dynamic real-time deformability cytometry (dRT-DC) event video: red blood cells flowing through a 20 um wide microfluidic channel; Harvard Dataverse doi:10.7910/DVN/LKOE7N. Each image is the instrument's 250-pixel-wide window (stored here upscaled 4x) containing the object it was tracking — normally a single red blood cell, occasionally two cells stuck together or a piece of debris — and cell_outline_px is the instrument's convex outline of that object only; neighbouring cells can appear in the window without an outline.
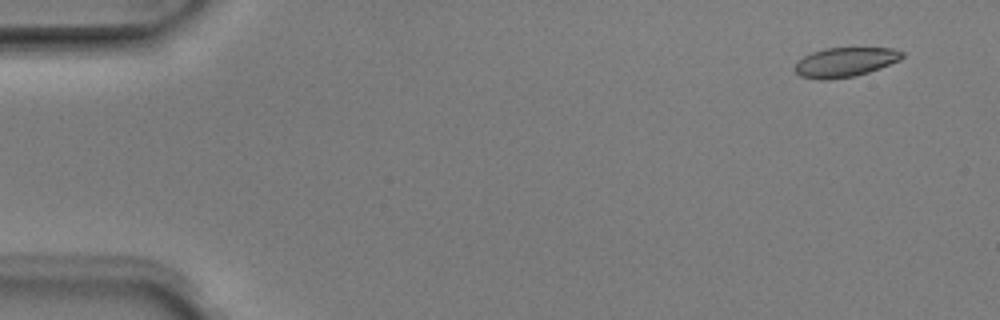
{"species": "Egyptian fruit bat (a non-hibernating species)", "species_latin": "Rousettus aegyptiacus", "temperature_condition": "room temperature", "stored_images_in_passage": 5, "segment_of_instrument_passage": [2, 2], "camera_frame_rate_fps": 3000, "um_per_image_px": 0.085, "animal": {"sex": "male"}, "frame": {"image": 1, "passage_image": 5, "time_ms": 1.333, "image_size_px": [1000, 320], "cell_outline_px": [[904, 56], [900, 60], [880, 68], [856, 76], [828, 80], [820, 80], [800, 76], [792, 68], [804, 56], [812, 52], [824, 48], [892, 48], [904, 52]], "centroid_in_image_um": [71.83, 5.29], "position_along_channel_um": 13.2, "area_um2": 18.5}}